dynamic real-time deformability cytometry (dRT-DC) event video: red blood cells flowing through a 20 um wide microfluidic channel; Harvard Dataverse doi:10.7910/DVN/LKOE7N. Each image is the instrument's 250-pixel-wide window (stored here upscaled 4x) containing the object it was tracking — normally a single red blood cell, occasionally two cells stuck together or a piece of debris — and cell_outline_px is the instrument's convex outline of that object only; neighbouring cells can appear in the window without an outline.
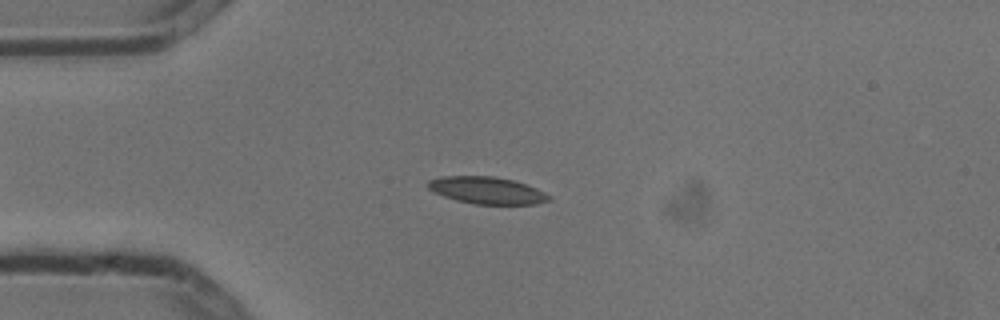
{"species": "common noctule bat (a hibernating species)", "species_latin": "Nyctalus noctula", "temperature_condition": "cold", "stored_images_in_passage": 8, "camera_frame_rate_fps": 3000, "um_per_image_px": 0.085, "animal": {"sex": "male", "body_mass_g": 13.3}, "frame": {"image": 1, "passage_image": 3, "time_ms": 0.667, "image_size_px": [1000, 320], "cell_outline_px": [[552, 200], [536, 204], [476, 204], [456, 200], [444, 196], [428, 188], [428, 180], [440, 176], [492, 176], [512, 180], [536, 188], [552, 196]], "centroid_in_image_um": [41.41, 16.18], "position_along_channel_um": 43.6, "area_um2": 18.96}}
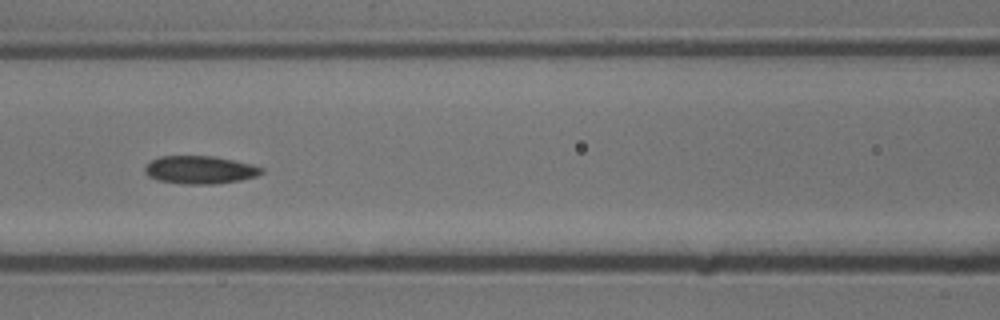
{"frame": {"image": 2, "passage_image": 6, "time_ms": 1.667, "image_size_px": [1000, 320], "cell_outline_px": [[264, 172], [256, 176], [240, 180], [212, 184], [184, 184], [156, 180], [148, 176], [144, 172], [144, 164], [160, 156], [216, 156], [252, 164], [264, 168]], "centroid_in_image_um": [16.97, 14.43], "position_along_channel_um": 149.6, "area_um2": 19.19}}
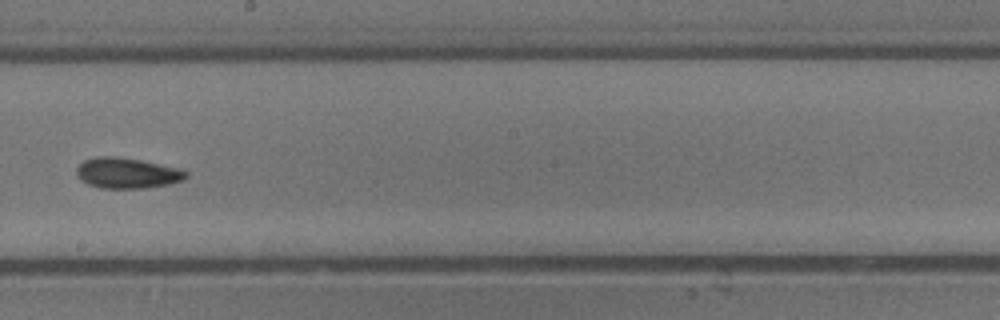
{"frame": {"image": 3, "passage_image": 8, "time_ms": 2.333, "image_size_px": [1000, 320], "cell_outline_px": [[188, 176], [184, 180], [168, 184], [144, 188], [100, 188], [88, 184], [80, 180], [76, 176], [76, 168], [84, 160], [96, 156], [116, 156], [140, 160], [180, 168], [188, 172]], "centroid_in_image_um": [10.79, 14.71], "position_along_channel_um": 237.4, "area_um2": 19.65}}